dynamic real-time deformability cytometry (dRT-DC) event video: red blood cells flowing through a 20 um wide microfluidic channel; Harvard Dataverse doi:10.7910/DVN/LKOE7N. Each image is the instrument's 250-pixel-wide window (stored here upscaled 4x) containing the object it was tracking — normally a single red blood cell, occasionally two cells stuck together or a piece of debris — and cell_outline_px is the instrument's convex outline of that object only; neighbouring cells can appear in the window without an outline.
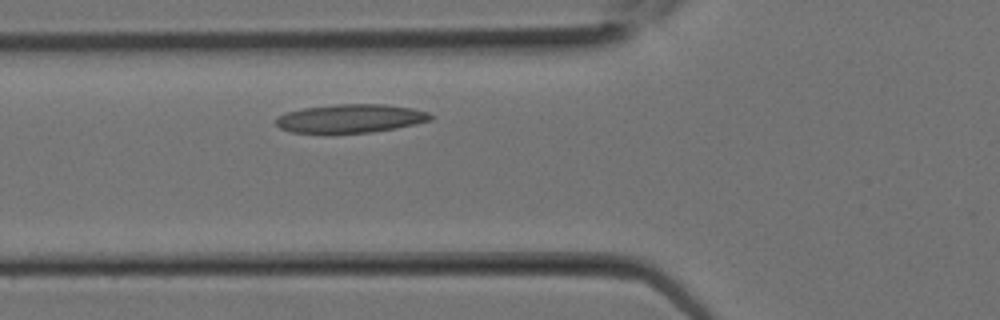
{"species": "Egyptian fruit bat (a non-hibernating species)", "species_latin": "Rousettus aegyptiacus", "temperature_condition": "room temperature", "stored_images_in_passage": 4, "camera_frame_rate_fps": 3000, "um_per_image_px": 0.085, "animal": {"sex": "female"}, "frame": {"image": 1, "passage_image": 4, "time_ms": 1.0, "image_size_px": [1000, 320], "cell_outline_px": [[432, 120], [396, 128], [372, 132], [324, 136], [292, 132], [280, 128], [276, 124], [276, 116], [288, 112], [304, 108], [336, 104], [384, 104], [412, 108], [428, 112], [432, 116]], "centroid_in_image_um": [29.73, 10.11], "position_along_channel_um": 96.1, "area_um2": 26.53}}